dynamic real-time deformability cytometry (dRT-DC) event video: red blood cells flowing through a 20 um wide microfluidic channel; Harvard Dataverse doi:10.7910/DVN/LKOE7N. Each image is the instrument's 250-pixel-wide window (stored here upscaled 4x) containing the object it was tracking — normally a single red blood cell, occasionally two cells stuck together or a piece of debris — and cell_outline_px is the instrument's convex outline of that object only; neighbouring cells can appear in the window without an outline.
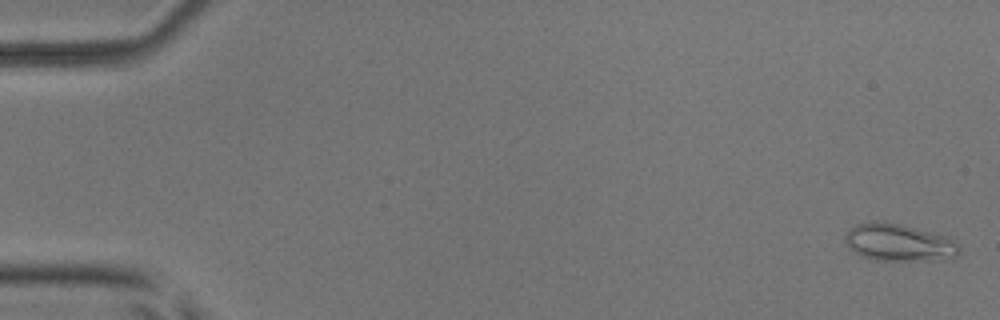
{"species": "common noctule bat (a hibernating species)", "species_latin": "Nyctalus noctula", "temperature_condition": "room temperature", "stored_images_in_passage": 53, "camera_frame_rate_fps": 3000, "um_per_image_px": 0.085, "animal": {"sex": "male", "body_mass_g": 17.9, "forearm_length_mm": 54.2}, "frame": {"image": 1, "passage_image": 2, "time_ms": 0.333, "image_size_px": [1000, 320], "cell_outline_px": [[960, 252], [956, 256], [916, 260], [876, 260], [860, 256], [848, 248], [844, 240], [844, 236], [848, 228], [856, 224], [872, 220], [884, 220], [916, 228], [944, 236], [952, 240], [960, 248]], "centroid_in_image_um": [76.27, 20.58], "position_along_channel_um": 8.7, "area_um2": 24.68}}
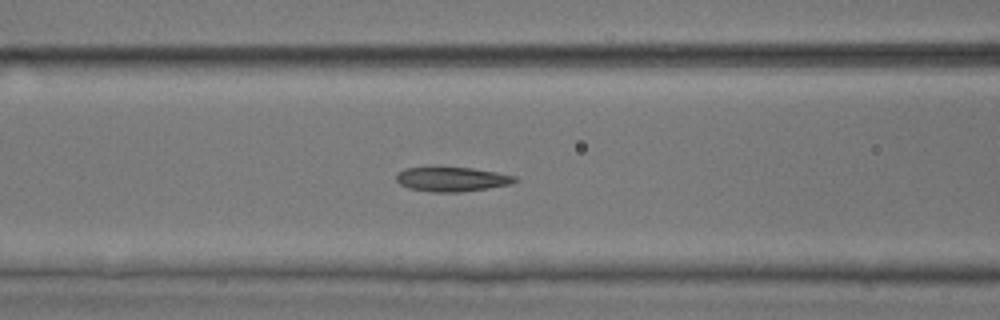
{"frame": {"image": 2, "passage_image": 23, "time_ms": 7.333, "image_size_px": [1000, 320], "cell_outline_px": [[520, 180], [512, 184], [488, 188], [460, 192], [432, 192], [408, 188], [400, 184], [396, 180], [396, 176], [404, 168], [432, 164], [436, 164], [472, 168], [496, 172], [516, 176]], "centroid_in_image_um": [38.38, 15.18], "position_along_channel_um": 128.2, "area_um2": 17.8}}
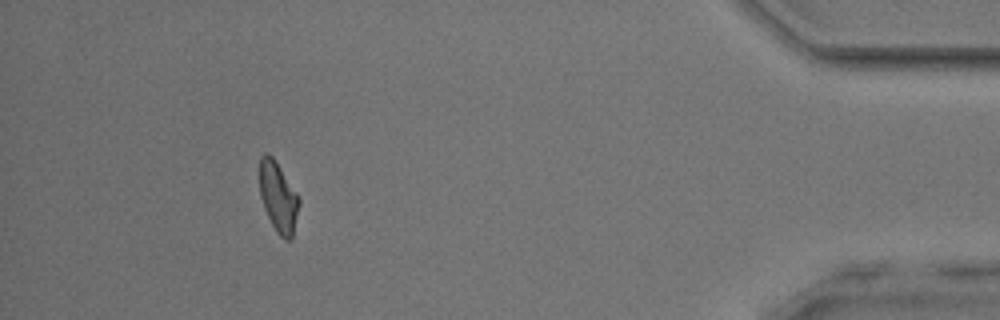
{"frame": {"image": 3, "passage_image": 49, "time_ms": 16.0, "image_size_px": [1000, 320], "cell_outline_px": [[300, 204], [292, 240], [284, 240], [276, 232], [264, 208], [260, 196], [260, 156], [264, 152], [268, 152], [272, 156], [300, 196]], "centroid_in_image_um": [23.67, 16.76], "position_along_channel_um": 411.5, "area_um2": 16.36}, "authors_computed_cell_mechanics": {"area_um2": 17.1666, "velocity_mm_per_s": 3.9248, "shape_relaxation_time_tau1_ms": null, "shape_relaxation_time_tau2_ms": 1.9857, "deformation_change_tau1": null, "deformation_change_tau2": 0.1051}}